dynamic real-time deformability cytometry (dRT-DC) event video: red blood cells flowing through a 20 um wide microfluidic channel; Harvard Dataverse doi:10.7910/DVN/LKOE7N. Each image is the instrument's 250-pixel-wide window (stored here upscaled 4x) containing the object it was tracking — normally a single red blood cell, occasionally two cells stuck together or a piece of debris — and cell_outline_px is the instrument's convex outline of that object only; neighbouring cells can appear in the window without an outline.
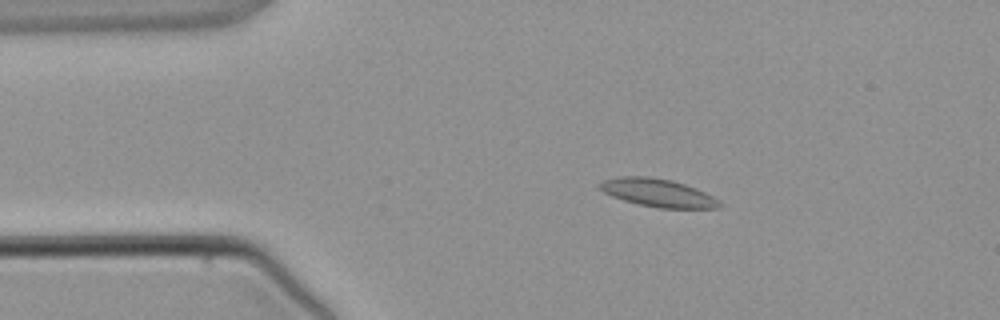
{"species": "common noctule bat (a hibernating species)", "species_latin": "Nyctalus noctula", "temperature_condition": "warm", "stored_images_in_passage": 3, "camera_frame_rate_fps": 3000, "um_per_image_px": 0.085, "animal": {"sex": "male", "body_mass_g": 21.5, "forearm_length_mm": 52.0}, "frame": {"image": 1, "passage_image": 2, "time_ms": 1.333, "image_size_px": [1000, 320], "cell_outline_px": [[724, 204], [720, 208], [660, 208], [640, 204], [624, 200], [612, 196], [604, 192], [596, 184], [604, 180], [620, 176], [644, 176], [672, 180], [696, 188], [720, 200]], "centroid_in_image_um": [55.94, 16.39], "position_along_channel_um": 29.1, "area_um2": 19.48}}